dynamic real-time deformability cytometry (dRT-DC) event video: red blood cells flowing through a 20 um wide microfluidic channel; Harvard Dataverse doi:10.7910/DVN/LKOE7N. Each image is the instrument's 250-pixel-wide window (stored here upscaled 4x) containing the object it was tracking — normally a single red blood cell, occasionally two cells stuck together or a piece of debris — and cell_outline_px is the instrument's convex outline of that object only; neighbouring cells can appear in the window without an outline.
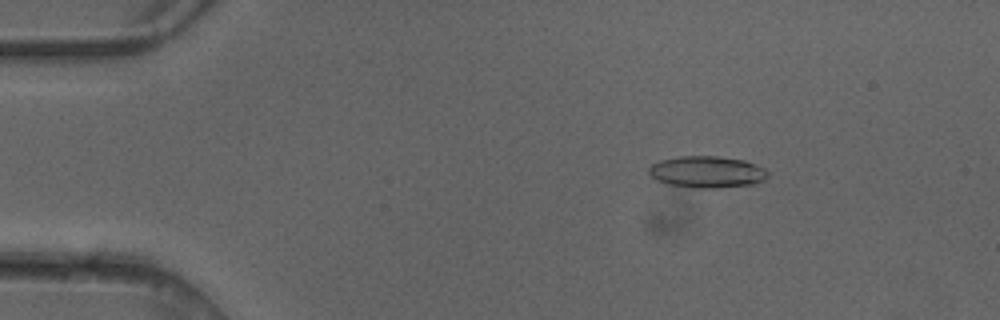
{"species": "common noctule bat (a hibernating species)", "species_latin": "Nyctalus noctula", "temperature_condition": "cold", "stored_images_in_passage": 4, "camera_frame_rate_fps": 3000, "um_per_image_px": 0.085, "animal": {"sex": "female"}, "frame": {"image": 1, "passage_image": 3, "time_ms": 0.667, "image_size_px": [1000, 320], "cell_outline_px": [[768, 176], [764, 180], [756, 184], [716, 188], [696, 188], [668, 184], [656, 180], [648, 172], [648, 168], [652, 164], [660, 160], [676, 156], [716, 156], [744, 160], [756, 164], [764, 168], [768, 172]], "centroid_in_image_um": [60.1, 14.61], "position_along_channel_um": 24.9, "area_um2": 22.14}}